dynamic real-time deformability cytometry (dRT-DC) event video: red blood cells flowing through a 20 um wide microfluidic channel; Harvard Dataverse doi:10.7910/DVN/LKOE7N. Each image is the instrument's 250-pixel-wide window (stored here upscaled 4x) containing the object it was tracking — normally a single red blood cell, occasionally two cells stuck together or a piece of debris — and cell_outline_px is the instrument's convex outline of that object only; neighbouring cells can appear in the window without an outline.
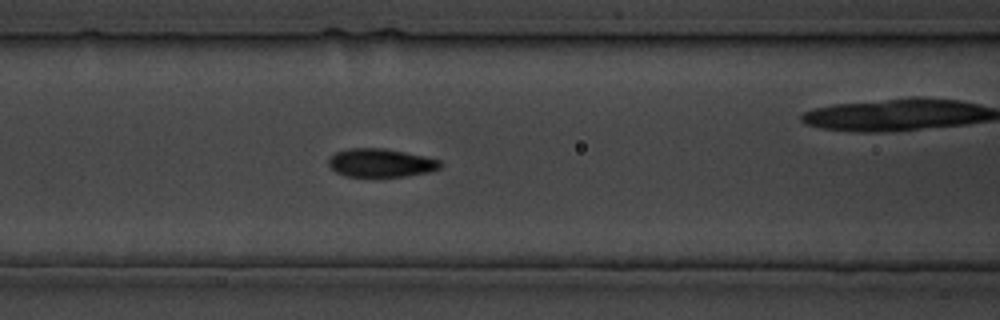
{"species": "common noctule bat (a hibernating species)", "species_latin": "Nyctalus noctula", "temperature_condition": "cold", "stored_images_in_passage": 27, "camera_frame_rate_fps": 3000, "um_per_image_px": 0.085, "animal": {"sex": "male", "body_mass_g": 19.5, "forearm_length_mm": 54.6}, "frame": {"image": 1, "passage_image": 5, "time_ms": 4.333, "image_size_px": [1000, 320], "cell_outline_px": [[444, 164], [440, 168], [428, 172], [408, 176], [344, 176], [336, 172], [328, 164], [328, 160], [336, 152], [348, 148], [384, 148], [424, 156], [440, 160]], "centroid_in_image_um": [32.38, 13.84], "position_along_channel_um": 134.2, "area_um2": 18.44}}